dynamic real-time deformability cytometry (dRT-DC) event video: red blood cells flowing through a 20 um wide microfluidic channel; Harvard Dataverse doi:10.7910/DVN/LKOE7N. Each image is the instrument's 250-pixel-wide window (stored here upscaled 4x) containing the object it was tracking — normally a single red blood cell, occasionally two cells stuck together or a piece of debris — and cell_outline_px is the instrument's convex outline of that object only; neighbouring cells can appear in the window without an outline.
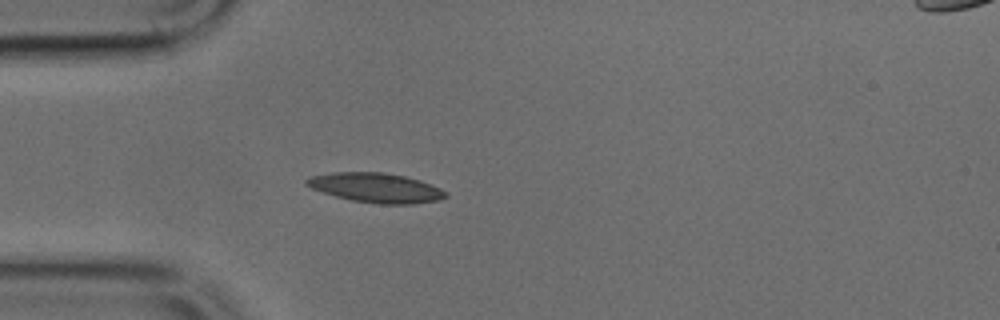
{"species": "common noctule bat (a hibernating species)", "species_latin": "Nyctalus noctula", "temperature_condition": "cold", "stored_images_in_passage": 36, "camera_frame_rate_fps": 3000, "um_per_image_px": 0.085, "animal": {"sex": "male", "body_mass_g": 17.9, "forearm_length_mm": 54.2}, "frame": {"image": 1, "passage_image": 1, "time_ms": 0.0, "image_size_px": [1000, 320], "cell_outline_px": [[448, 196], [440, 200], [412, 204], [380, 204], [352, 200], [336, 196], [312, 188], [304, 184], [304, 180], [312, 176], [332, 172], [380, 172], [404, 176], [420, 180], [440, 188], [448, 192]], "centroid_in_image_um": [31.98, 15.96], "position_along_channel_um": 53.0, "area_um2": 23.87}}
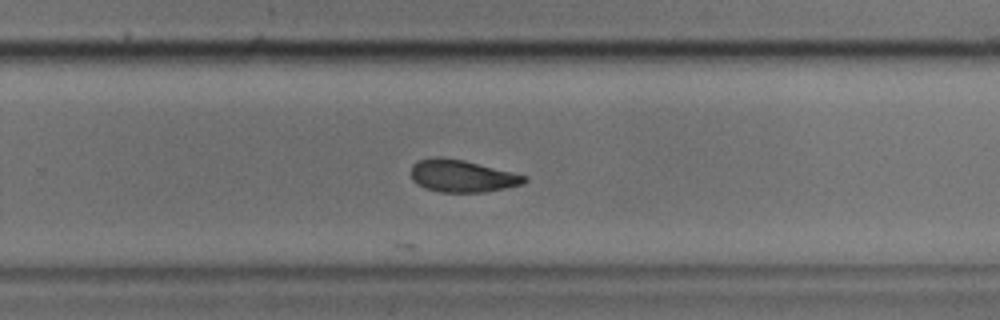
{"frame": {"image": 2, "passage_image": 19, "time_ms": 6.0, "image_size_px": [1000, 320], "cell_outline_px": [[528, 180], [520, 184], [504, 188], [484, 192], [440, 192], [424, 188], [416, 184], [412, 180], [412, 164], [416, 160], [436, 156], [440, 156], [464, 160], [528, 176]], "centroid_in_image_um": [39.23, 14.95], "position_along_channel_um": 290.6, "area_um2": 21.39}}
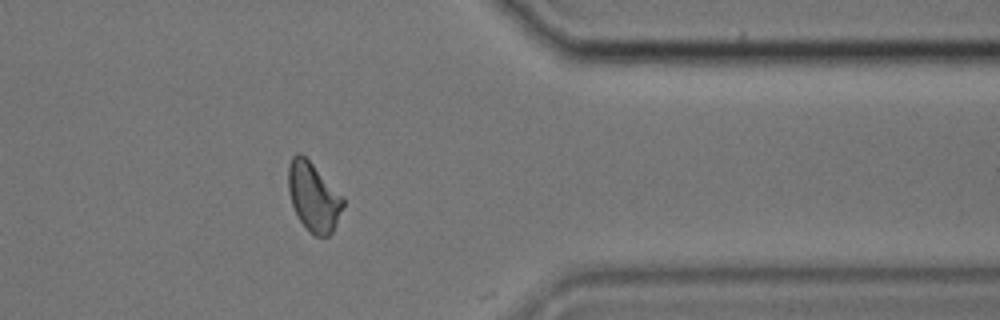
{"frame": {"image": 3, "passage_image": 27, "time_ms": 8.667, "image_size_px": [1000, 320], "cell_outline_px": [[344, 204], [332, 232], [328, 236], [316, 236], [300, 220], [292, 204], [288, 192], [288, 164], [292, 156], [296, 152], [300, 152], [344, 196]], "centroid_in_image_um": [26.64, 16.69], "position_along_channel_um": 384.8, "area_um2": 21.68}}